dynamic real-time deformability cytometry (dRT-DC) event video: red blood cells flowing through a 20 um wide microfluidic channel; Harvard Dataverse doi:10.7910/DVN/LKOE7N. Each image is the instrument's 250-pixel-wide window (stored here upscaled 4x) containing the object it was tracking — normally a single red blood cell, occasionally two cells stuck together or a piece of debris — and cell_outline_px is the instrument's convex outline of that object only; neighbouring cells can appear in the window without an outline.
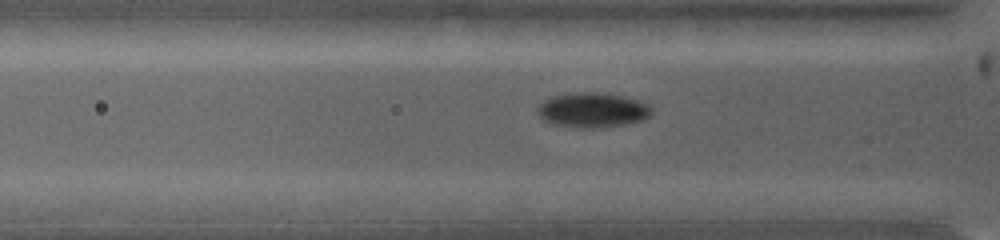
{"species": "common noctule bat (a hibernating species)", "species_latin": "Nyctalus noctula", "temperature_condition": "warm", "stored_images_in_passage": 30, "camera_frame_rate_fps": 5000, "um_per_image_px": 0.085, "animal": {"sex": "female", "body_mass_g": 19.0, "forearm_length_mm": 53.3}, "frame": {"image": 1, "passage_image": 16, "time_ms": 3.0, "image_size_px": [1000, 240], "cell_outline_px": [[652, 112], [644, 120], [624, 124], [600, 128], [584, 128], [548, 124], [540, 116], [536, 108], [544, 100], [552, 96], [564, 92], [608, 92], [636, 100], [648, 104], [652, 108]], "centroid_in_image_um": [50.33, 9.34], "position_along_channel_um": 75.5, "area_um2": 23.52}}
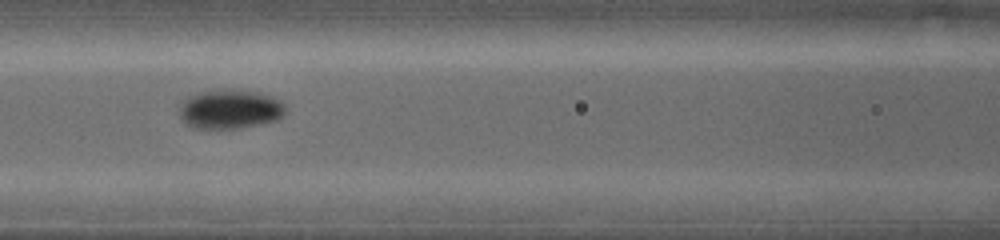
{"frame": {"image": 2, "passage_image": 25, "time_ms": 4.8, "image_size_px": [1000, 240], "cell_outline_px": [[284, 116], [276, 120], [260, 124], [240, 128], [192, 128], [184, 124], [180, 116], [180, 100], [196, 92], [216, 88], [232, 88], [260, 92], [280, 100], [284, 104]], "centroid_in_image_um": [19.5, 9.25], "position_along_channel_um": 147.1, "area_um2": 24.97}}
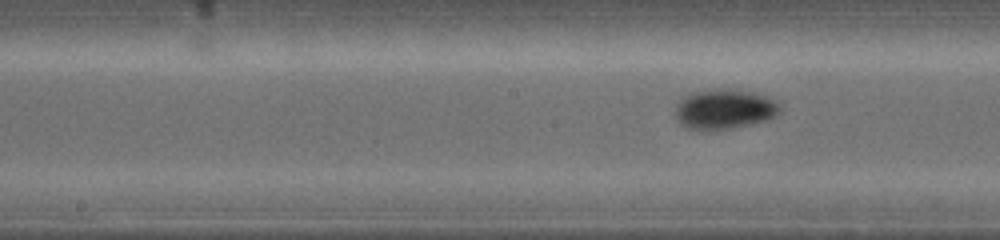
{"frame": {"image": 3, "passage_image": 30, "time_ms": 5.8, "image_size_px": [1000, 240], "cell_outline_px": [[780, 112], [776, 116], [768, 120], [732, 128], [708, 132], [700, 132], [684, 128], [676, 120], [676, 108], [680, 100], [684, 96], [692, 92], [712, 88], [736, 88], [768, 96], [776, 100], [780, 108]], "centroid_in_image_um": [61.55, 9.29], "position_along_channel_um": 186.6, "area_um2": 25.26}}